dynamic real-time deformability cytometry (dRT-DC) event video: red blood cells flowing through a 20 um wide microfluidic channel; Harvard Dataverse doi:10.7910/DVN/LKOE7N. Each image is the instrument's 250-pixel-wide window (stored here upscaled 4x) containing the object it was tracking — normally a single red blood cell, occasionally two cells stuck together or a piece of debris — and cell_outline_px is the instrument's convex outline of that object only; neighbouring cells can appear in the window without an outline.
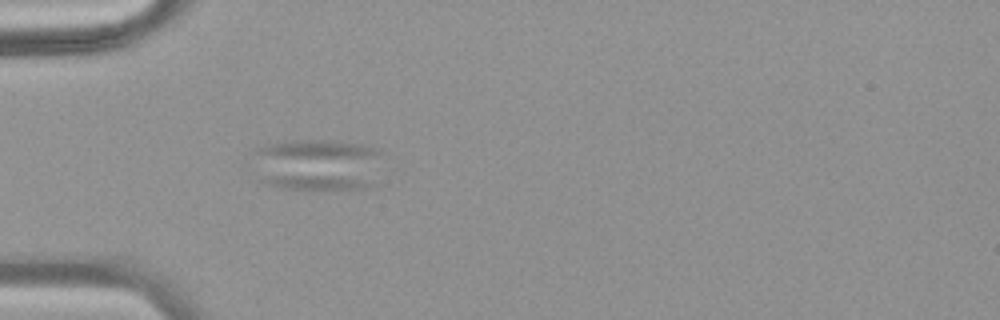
{"species": "common noctule bat (a hibernating species)", "species_latin": "Nyctalus noctula", "temperature_condition": "warm", "stored_images_in_passage": 42, "camera_frame_rate_fps": 3000, "um_per_image_px": 0.085, "animal": {"sex": "female", "body_mass_g": 18.4}, "frame": {"image": 1, "passage_image": 8, "time_ms": 2.333, "image_size_px": [1000, 320], "cell_outline_px": [[380, 152], [376, 184], [364, 188], [304, 192], [284, 188], [268, 184], [260, 180], [260, 148], [268, 144], [292, 140], [336, 140], [364, 144], [376, 148]], "centroid_in_image_um": [27.12, 14.04], "position_along_channel_um": 57.9, "area_um2": 39.54}}
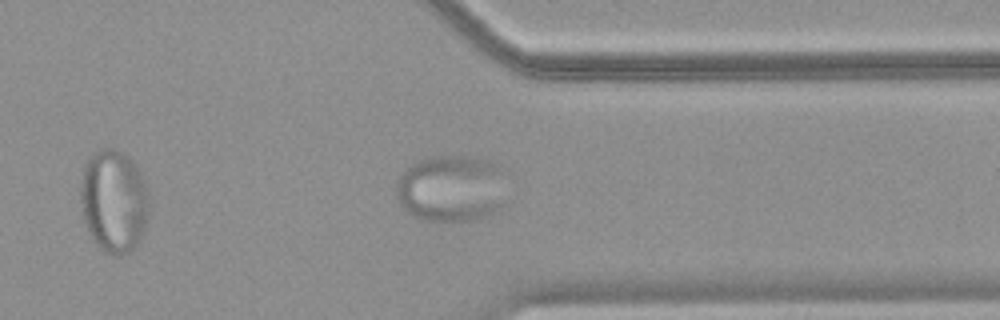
{"frame": {"image": 2, "passage_image": 32, "time_ms": 10.333, "image_size_px": [1000, 320], "cell_outline_px": [[504, 168], [500, 208], [492, 212], [468, 220], [428, 220], [416, 216], [408, 212], [400, 204], [396, 192], [396, 188], [400, 172], [416, 160], [436, 156], [468, 156], [488, 160], [500, 164]], "centroid_in_image_um": [38.31, 15.96], "position_along_channel_um": 373.1, "area_um2": 42.66}}
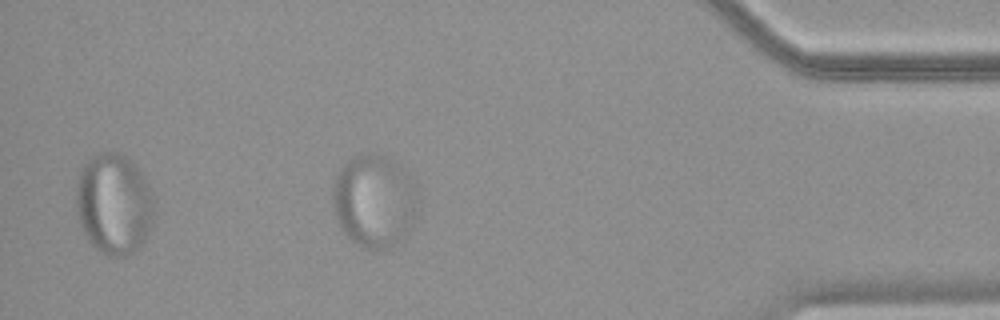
{"frame": {"image": 3, "passage_image": 37, "time_ms": 12.0, "image_size_px": [1000, 320], "cell_outline_px": [[408, 176], [404, 236], [392, 248], [364, 248], [356, 244], [344, 232], [336, 216], [332, 200], [332, 188], [336, 176], [340, 168], [348, 160], [356, 156], [368, 152], [384, 156], [396, 164]], "centroid_in_image_um": [31.56, 17.06], "position_along_channel_um": 403.6, "area_um2": 42.31}}